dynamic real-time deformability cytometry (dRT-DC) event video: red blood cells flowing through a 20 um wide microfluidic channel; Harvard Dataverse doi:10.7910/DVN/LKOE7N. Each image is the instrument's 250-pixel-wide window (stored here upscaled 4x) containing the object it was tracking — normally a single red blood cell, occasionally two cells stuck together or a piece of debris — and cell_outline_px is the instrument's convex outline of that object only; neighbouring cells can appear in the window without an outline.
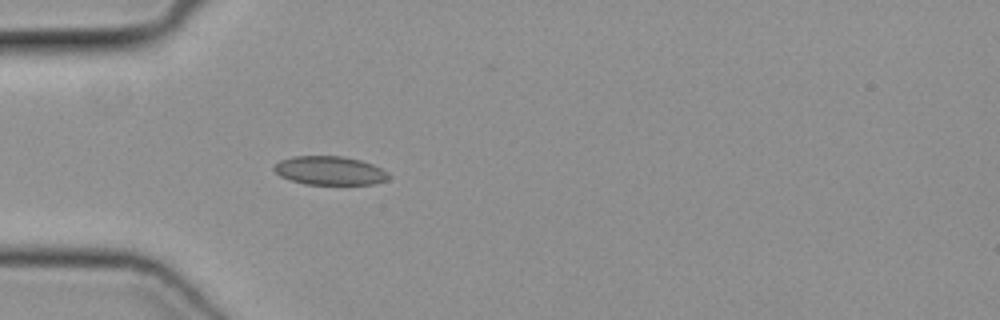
{"species": "common noctule bat (a hibernating species)", "species_latin": "Nyctalus noctula", "temperature_condition": "cold", "stored_images_in_passage": 36, "camera_frame_rate_fps": 3000, "um_per_image_px": 0.085, "animal": {"sex": "female", "body_mass_g": 19.3, "forearm_length_mm": 54.1}, "frame": {"image": 1, "passage_image": 1, "time_ms": 0.0, "image_size_px": [1000, 320], "cell_outline_px": [[392, 176], [388, 180], [376, 184], [304, 184], [280, 176], [272, 168], [280, 160], [292, 156], [340, 156], [360, 160], [372, 164], [388, 172]], "centroid_in_image_um": [28.06, 14.5], "position_along_channel_um": 56.9, "area_um2": 19.19}}
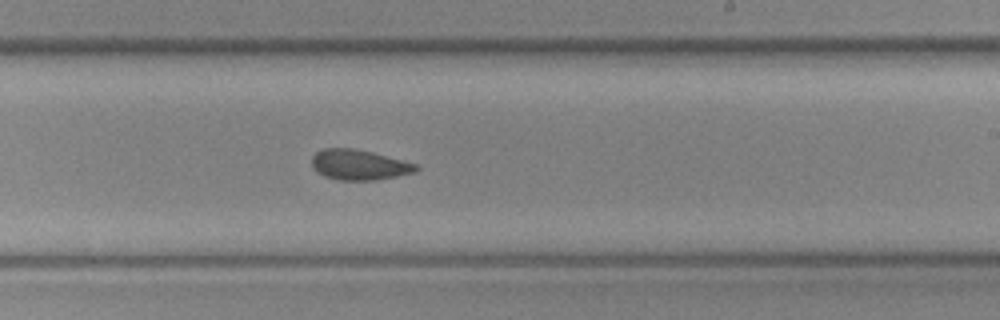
{"frame": {"image": 2, "passage_image": 16, "time_ms": 5.0, "image_size_px": [1000, 320], "cell_outline_px": [[420, 168], [416, 172], [376, 180], [336, 180], [324, 176], [316, 172], [312, 168], [312, 156], [316, 152], [324, 148], [352, 148], [372, 152], [416, 164]], "centroid_in_image_um": [30.49, 14.01], "position_along_channel_um": 258.5, "area_um2": 18.44}}
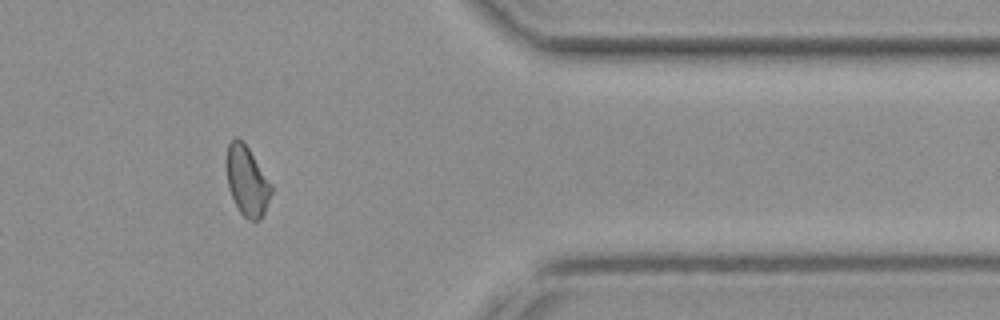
{"frame": {"image": 3, "passage_image": 27, "time_ms": 8.667, "image_size_px": [1000, 320], "cell_outline_px": [[272, 192], [264, 216], [260, 220], [248, 220], [240, 212], [228, 188], [224, 164], [224, 160], [228, 144], [236, 136], [248, 148], [272, 184]], "centroid_in_image_um": [20.97, 15.39], "position_along_channel_um": 390.4, "area_um2": 18.5}}